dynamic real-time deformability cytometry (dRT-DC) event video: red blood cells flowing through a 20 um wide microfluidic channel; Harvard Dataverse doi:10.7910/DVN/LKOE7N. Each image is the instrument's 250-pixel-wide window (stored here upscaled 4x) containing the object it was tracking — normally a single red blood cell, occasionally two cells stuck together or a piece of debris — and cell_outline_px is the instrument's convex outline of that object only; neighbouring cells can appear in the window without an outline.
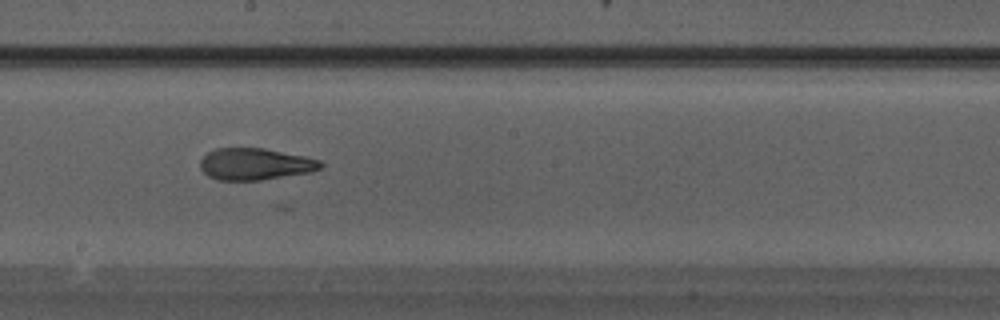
{"species": "Egyptian fruit bat (a non-hibernating species)", "species_latin": "Rousettus aegyptiacus", "temperature_condition": "warm", "stored_images_in_passage": 22, "camera_frame_rate_fps": 3000, "um_per_image_px": 0.085, "animal": {"sex": "male"}, "frame": {"image": 1, "passage_image": 13, "time_ms": 4.0, "image_size_px": [1000, 320], "cell_outline_px": [[324, 164], [320, 168], [308, 172], [260, 180], [216, 180], [208, 176], [200, 168], [200, 160], [208, 152], [216, 148], [264, 148], [304, 156], [320, 160]], "centroid_in_image_um": [21.65, 13.94], "position_along_channel_um": 226.5, "area_um2": 22.14}}
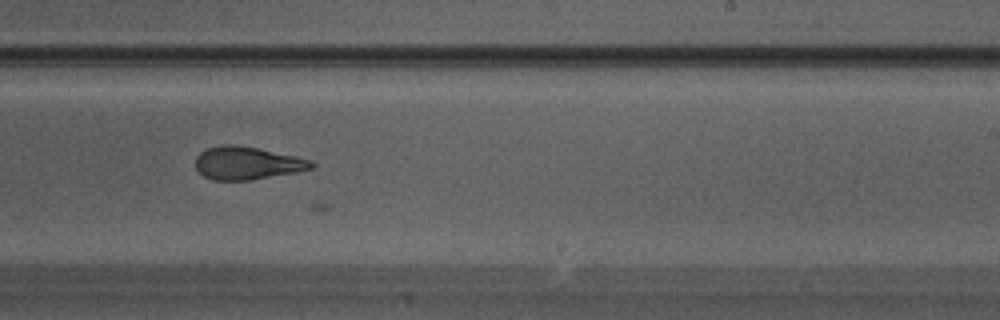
{"frame": {"image": 2, "passage_image": 15, "time_ms": 4.667, "image_size_px": [1000, 320], "cell_outline_px": [[316, 164], [312, 168], [296, 172], [252, 180], [212, 180], [204, 176], [196, 168], [196, 156], [200, 152], [208, 148], [220, 144], [236, 144], [296, 156], [312, 160]], "centroid_in_image_um": [21.0, 13.86], "position_along_channel_um": 268.0, "area_um2": 22.25}}
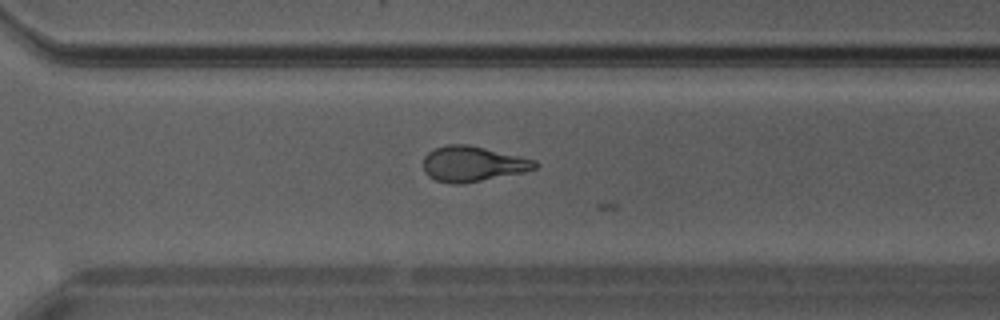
{"frame": {"image": 3, "passage_image": 18, "time_ms": 5.667, "image_size_px": [1000, 320], "cell_outline_px": [[540, 164], [536, 168], [524, 172], [460, 184], [448, 184], [436, 180], [428, 176], [424, 172], [424, 156], [428, 152], [444, 144], [468, 144], [536, 160]], "centroid_in_image_um": [40.17, 13.93], "position_along_channel_um": 330.4, "area_um2": 23.0}}